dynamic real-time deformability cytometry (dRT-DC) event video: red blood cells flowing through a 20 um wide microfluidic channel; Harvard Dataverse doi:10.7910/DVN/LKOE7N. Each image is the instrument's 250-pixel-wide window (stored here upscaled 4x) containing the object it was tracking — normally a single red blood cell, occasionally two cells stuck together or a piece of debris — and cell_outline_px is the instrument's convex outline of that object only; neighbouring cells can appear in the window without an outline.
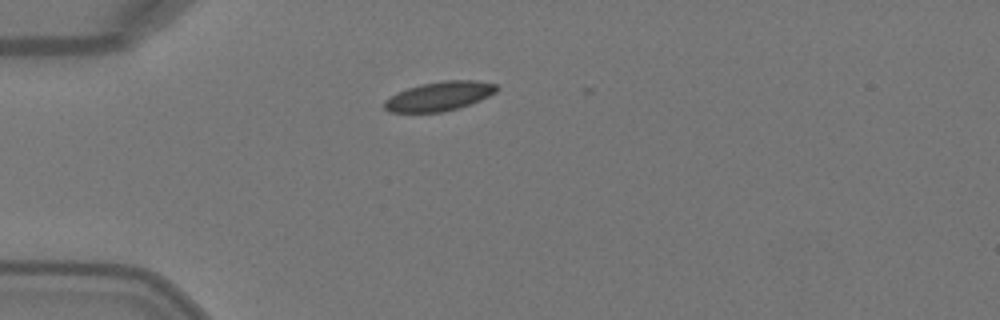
{"species": "Egyptian fruit bat (a non-hibernating species)", "species_latin": "Rousettus aegyptiacus", "temperature_condition": "warm", "stored_images_in_passage": 4, "camera_frame_rate_fps": 3000, "um_per_image_px": 0.085, "animal": {"sex": "female"}, "frame": {"image": 1, "passage_image": 4, "time_ms": 1.0, "image_size_px": [1000, 320], "cell_outline_px": [[500, 88], [496, 92], [480, 100], [460, 108], [444, 112], [388, 112], [384, 108], [384, 100], [396, 92], [420, 84], [444, 80], [476, 80], [496, 84]], "centroid_in_image_um": [37.34, 8.17], "position_along_channel_um": 47.7, "area_um2": 19.31}}